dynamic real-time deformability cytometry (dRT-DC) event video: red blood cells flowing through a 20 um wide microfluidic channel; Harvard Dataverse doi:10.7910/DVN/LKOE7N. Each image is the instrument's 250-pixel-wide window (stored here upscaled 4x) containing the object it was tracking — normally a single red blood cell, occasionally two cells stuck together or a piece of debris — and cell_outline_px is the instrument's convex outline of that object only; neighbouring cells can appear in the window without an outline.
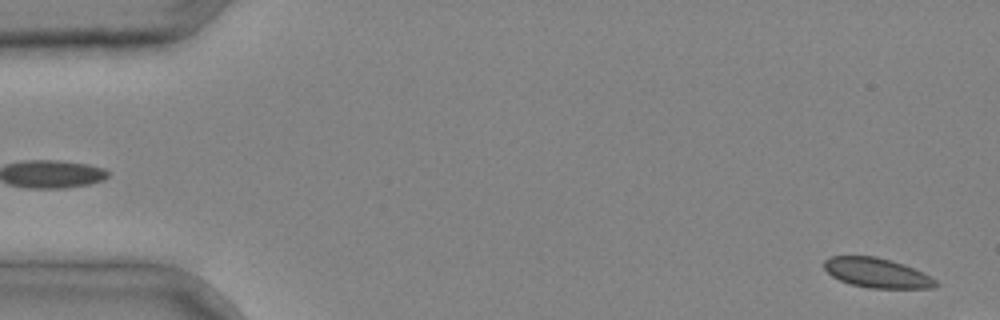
{"species": "common noctule bat (a hibernating species)", "species_latin": "Nyctalus noctula", "temperature_condition": "cold", "stored_images_in_passage": 5, "segment_of_instrument_passage": [2, 2], "camera_frame_rate_fps": 3000, "um_per_image_px": 0.085, "animal": {"sex": "male", "body_mass_g": 20.4}, "frame": {"image": 1, "passage_image": 5, "time_ms": 1.333, "image_size_px": [1000, 320], "cell_outline_px": [[940, 284], [932, 288], [868, 288], [852, 284], [840, 280], [832, 276], [824, 268], [824, 260], [828, 256], [876, 256], [892, 260], [904, 264], [936, 280]], "centroid_in_image_um": [74.51, 23.19], "position_along_channel_um": 10.5, "area_um2": 19.19}}